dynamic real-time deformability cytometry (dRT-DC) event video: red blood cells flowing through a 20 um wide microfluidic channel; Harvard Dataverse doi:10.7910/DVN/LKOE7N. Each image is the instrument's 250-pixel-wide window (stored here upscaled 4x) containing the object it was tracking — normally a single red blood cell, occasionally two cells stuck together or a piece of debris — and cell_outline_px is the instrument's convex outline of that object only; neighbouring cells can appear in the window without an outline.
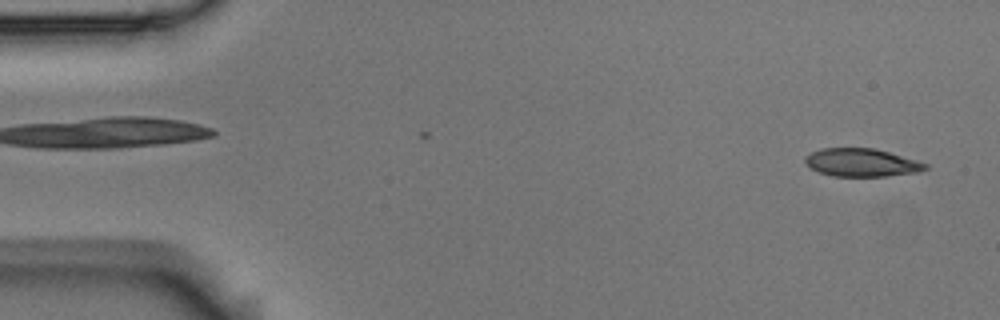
{"species": "Egyptian fruit bat (a non-hibernating species)", "species_latin": "Rousettus aegyptiacus", "temperature_condition": "room temperature", "stored_images_in_passage": 4, "camera_frame_rate_fps": 3000, "um_per_image_px": 0.085, "animal": {"sex": "male"}, "frame": {"image": 1, "passage_image": 4, "time_ms": 1.0, "image_size_px": [1000, 320], "cell_outline_px": [[928, 168], [920, 172], [884, 176], [832, 176], [820, 172], [812, 168], [804, 160], [804, 156], [820, 148], [872, 148], [888, 152], [916, 160], [928, 164]], "centroid_in_image_um": [73.24, 13.82], "position_along_channel_um": 11.8, "area_um2": 19.48}}